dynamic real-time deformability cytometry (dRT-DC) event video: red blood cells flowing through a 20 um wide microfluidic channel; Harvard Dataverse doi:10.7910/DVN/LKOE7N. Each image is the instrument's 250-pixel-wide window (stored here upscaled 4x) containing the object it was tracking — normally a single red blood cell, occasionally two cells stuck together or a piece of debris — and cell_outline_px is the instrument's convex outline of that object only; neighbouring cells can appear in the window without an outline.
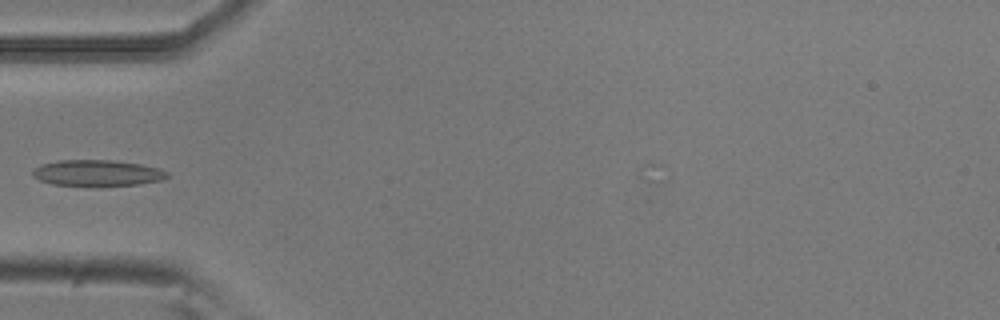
{"species": "common noctule bat (a hibernating species)", "species_latin": "Nyctalus noctula", "temperature_condition": "room temperature", "stored_images_in_passage": 5, "camera_frame_rate_fps": 3000, "um_per_image_px": 0.085, "animal": {"sex": "male", "body_mass_g": 20.5, "forearm_length_mm": 52.5}, "frame": {"image": 1, "passage_image": 5, "time_ms": 1.333, "image_size_px": [1000, 320], "cell_outline_px": [[168, 176], [160, 180], [140, 184], [52, 184], [40, 180], [32, 176], [32, 172], [36, 168], [44, 164], [60, 160], [112, 160], [140, 164], [160, 168], [168, 172]], "centroid_in_image_um": [8.29, 14.67], "position_along_channel_um": 76.7, "area_um2": 19.71}}